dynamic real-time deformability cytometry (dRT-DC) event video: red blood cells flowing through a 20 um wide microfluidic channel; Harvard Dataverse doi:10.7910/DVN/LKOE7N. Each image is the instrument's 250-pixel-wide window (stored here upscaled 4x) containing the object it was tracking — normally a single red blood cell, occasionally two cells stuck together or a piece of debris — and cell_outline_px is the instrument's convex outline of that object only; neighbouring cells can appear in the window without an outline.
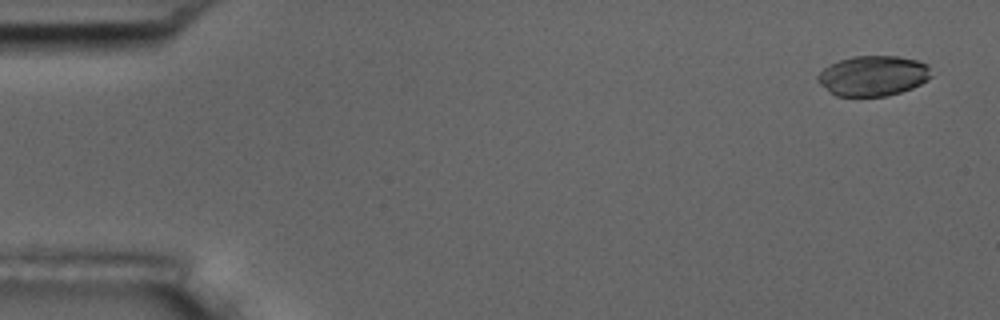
{"species": "common noctule bat (a hibernating species)", "species_latin": "Nyctalus noctula", "temperature_condition": "room temperature", "stored_images_in_passage": 5, "camera_frame_rate_fps": 3000, "um_per_image_px": 0.085, "animal": {"sex": "male", "body_mass_g": 17.5, "forearm_length_mm": 52.3}, "frame": {"image": 1, "passage_image": 1, "time_ms": 0.0, "image_size_px": [1000, 320], "cell_outline_px": [[932, 76], [928, 80], [912, 88], [888, 96], [836, 96], [828, 92], [816, 80], [816, 76], [824, 68], [840, 60], [852, 56], [896, 56], [916, 60], [928, 64]], "centroid_in_image_um": [74.21, 6.45], "position_along_channel_um": 10.8, "area_um2": 26.7}}
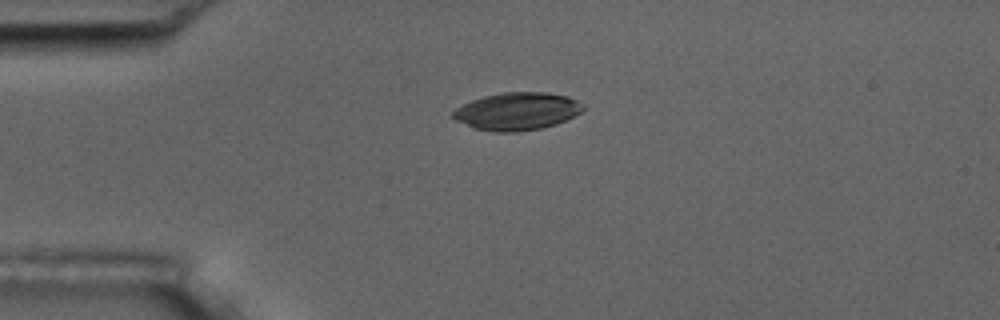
{"frame": {"image": 2, "passage_image": 4, "time_ms": 3.667, "image_size_px": [1000, 320], "cell_outline_px": [[584, 108], [580, 112], [556, 124], [540, 128], [516, 132], [492, 132], [476, 128], [456, 120], [452, 116], [452, 112], [456, 108], [472, 100], [484, 96], [504, 92], [548, 92], [568, 96], [576, 100]], "centroid_in_image_um": [43.93, 9.45], "position_along_channel_um": 41.1, "area_um2": 28.21}}